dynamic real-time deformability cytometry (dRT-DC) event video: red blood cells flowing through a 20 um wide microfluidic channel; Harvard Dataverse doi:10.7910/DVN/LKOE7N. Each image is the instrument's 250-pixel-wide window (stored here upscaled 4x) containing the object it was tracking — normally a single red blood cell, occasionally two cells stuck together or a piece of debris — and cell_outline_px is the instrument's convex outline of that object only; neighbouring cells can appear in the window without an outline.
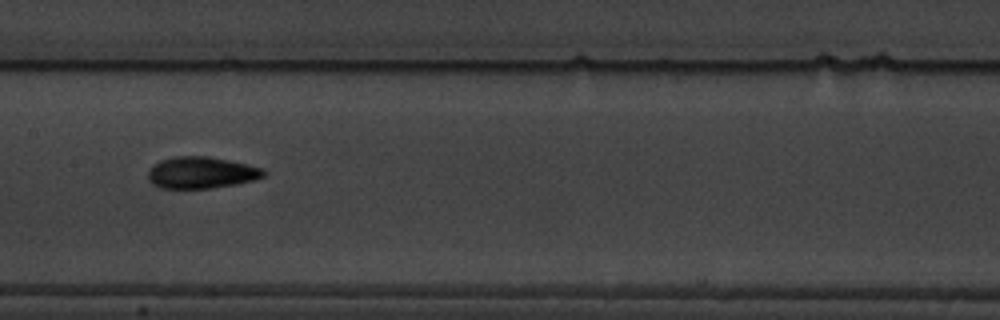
{"species": "common noctule bat (a hibernating species)", "species_latin": "Nyctalus noctula", "temperature_condition": "warm", "stored_images_in_passage": 17, "camera_frame_rate_fps": 3000, "um_per_image_px": 0.085, "animal": {"sex": "male", "body_mass_g": 19.5, "forearm_length_mm": 54.6}, "frame": {"image": 1, "passage_image": 10, "time_ms": 10.333, "image_size_px": [1000, 320], "cell_outline_px": [[268, 172], [264, 176], [256, 180], [236, 184], [212, 188], [160, 188], [152, 184], [148, 180], [148, 172], [160, 160], [176, 156], [208, 156], [248, 164], [264, 168]], "centroid_in_image_um": [17.16, 14.68], "position_along_channel_um": 190.2, "area_um2": 21.44}}
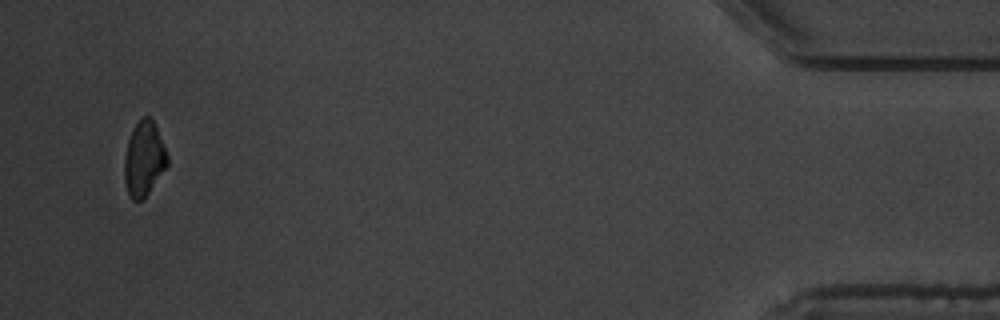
{"frame": {"image": 2, "passage_image": 17, "time_ms": 19.333, "image_size_px": [1000, 320], "cell_outline_px": [[168, 164], [148, 192], [140, 200], [132, 200], [128, 196], [124, 180], [124, 160], [128, 140], [140, 116], [152, 116], [168, 156]], "centroid_in_image_um": [12.22, 13.47], "position_along_channel_um": 423.0, "area_um2": 18.55}, "authors_computed_cell_mechanics": {"area_um2": 19.4786, "velocity_mm_per_s": 3.4104, "shape_relaxation_time_tau1_ms": 6.3912, "shape_relaxation_time_tau2_ms": null, "deformation_change_tau1": 0.1549, "deformation_change_tau2": null}}